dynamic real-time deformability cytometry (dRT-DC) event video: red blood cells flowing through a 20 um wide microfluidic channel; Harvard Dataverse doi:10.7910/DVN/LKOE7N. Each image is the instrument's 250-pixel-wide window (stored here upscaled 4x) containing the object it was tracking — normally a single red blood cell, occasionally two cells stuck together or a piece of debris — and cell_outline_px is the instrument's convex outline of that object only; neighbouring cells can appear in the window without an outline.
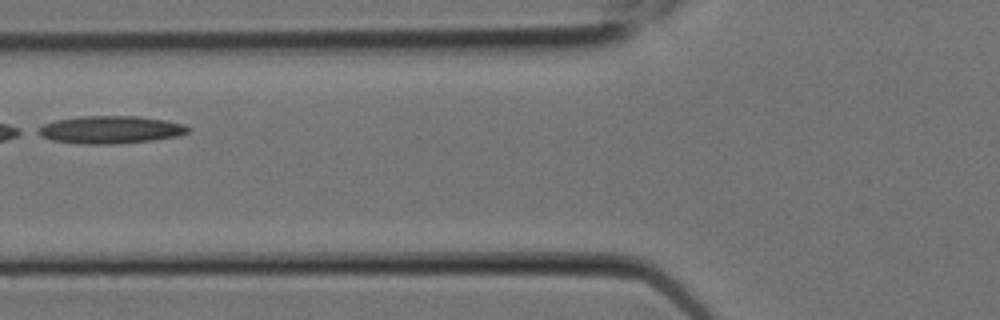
{"species": "Egyptian fruit bat (a non-hibernating species)", "species_latin": "Rousettus aegyptiacus", "temperature_condition": "room temperature", "stored_images_in_passage": 10, "camera_frame_rate_fps": 3000, "um_per_image_px": 0.085, "animal": {"sex": "female"}, "frame": {"image": 1, "passage_image": 6, "time_ms": 1.667, "image_size_px": [1000, 320], "cell_outline_px": [[192, 128], [188, 132], [180, 136], [152, 140], [116, 144], [80, 144], [52, 140], [40, 136], [32, 132], [36, 128], [44, 124], [56, 120], [80, 116], [140, 116], [164, 120], [184, 124]], "centroid_in_image_um": [9.36, 11.03], "position_along_channel_um": 116.4, "area_um2": 24.51}}
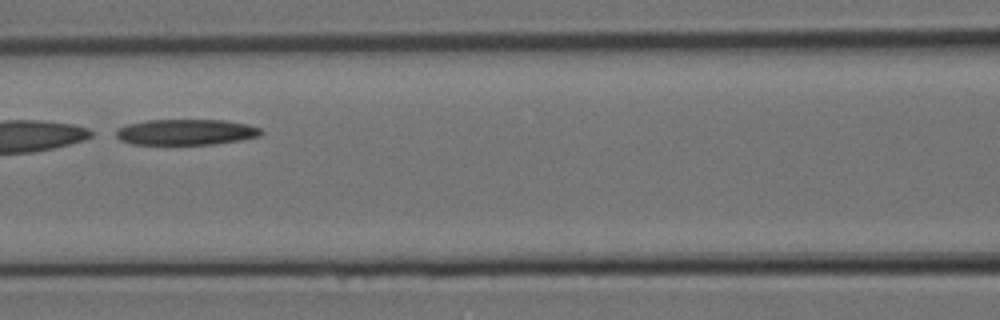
{"frame": {"image": 2, "passage_image": 7, "time_ms": 2.0, "image_size_px": [1000, 320], "cell_outline_px": [[264, 132], [260, 136], [240, 140], [212, 144], [132, 144], [120, 140], [116, 136], [116, 128], [128, 124], [148, 120], [224, 120], [248, 124], [260, 128]], "centroid_in_image_um": [15.81, 11.22], "position_along_channel_um": 150.8, "area_um2": 21.79}}